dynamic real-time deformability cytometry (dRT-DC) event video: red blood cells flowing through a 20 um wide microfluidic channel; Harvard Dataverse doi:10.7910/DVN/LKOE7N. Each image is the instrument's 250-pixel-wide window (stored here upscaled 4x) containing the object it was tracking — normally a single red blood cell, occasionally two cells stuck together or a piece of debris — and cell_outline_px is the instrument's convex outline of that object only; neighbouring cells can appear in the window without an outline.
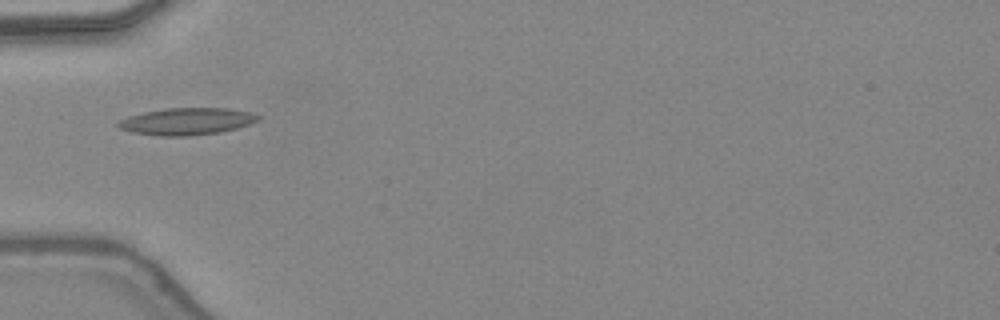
{"species": "common noctule bat (a hibernating species)", "species_latin": "Nyctalus noctula", "temperature_condition": "warm", "stored_images_in_passage": 5, "camera_frame_rate_fps": 3000, "um_per_image_px": 0.085, "animal": {"sex": "female", "body_mass_g": 24.6, "forearm_length_mm": 56.2}, "frame": {"image": 1, "passage_image": 1, "time_ms": 0.0, "image_size_px": [1000, 320], "cell_outline_px": [[260, 120], [236, 128], [220, 132], [188, 136], [160, 136], [132, 132], [120, 128], [116, 124], [120, 120], [128, 116], [144, 112], [168, 108], [228, 108], [252, 112], [260, 116]], "centroid_in_image_um": [15.89, 10.31], "position_along_channel_um": 69.1, "area_um2": 21.96}}